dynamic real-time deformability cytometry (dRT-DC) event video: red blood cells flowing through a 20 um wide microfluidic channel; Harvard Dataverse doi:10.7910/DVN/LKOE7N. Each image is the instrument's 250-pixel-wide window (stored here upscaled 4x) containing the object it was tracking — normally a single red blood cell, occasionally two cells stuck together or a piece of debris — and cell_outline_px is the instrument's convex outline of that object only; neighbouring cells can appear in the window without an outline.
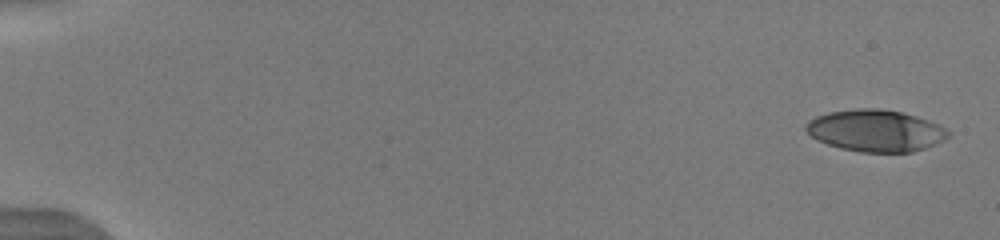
{"species": "human", "species_latin": "Homo sapiens", "temperature_condition": "warm", "stored_images_in_passage": 26, "camera_frame_rate_fps": 3000, "um_per_image_px": 0.085, "donor": {"sex": "male"}, "frame": {"image": 1, "passage_image": 1, "time_ms": 0.0, "image_size_px": [1000, 240], "cell_outline_px": [[952, 132], [944, 140], [924, 148], [912, 152], [860, 152], [840, 148], [816, 140], [804, 128], [804, 124], [808, 120], [816, 116], [828, 112], [856, 108], [880, 108], [900, 112], [916, 116], [928, 120]], "centroid_in_image_um": [74.39, 11.1], "position_along_channel_um": 10.6, "area_um2": 34.68}}
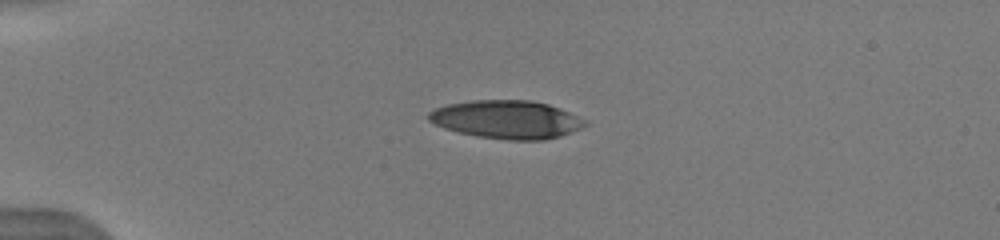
{"frame": {"image": 2, "passage_image": 7, "time_ms": 4.0, "image_size_px": [1000, 240], "cell_outline_px": [[588, 124], [580, 128], [560, 136], [544, 140], [508, 140], [476, 136], [444, 128], [428, 120], [428, 112], [436, 108], [448, 104], [472, 100], [532, 100], [548, 104], [560, 108], [588, 120]], "centroid_in_image_um": [43.09, 10.15], "position_along_channel_um": 41.9, "area_um2": 34.85}}
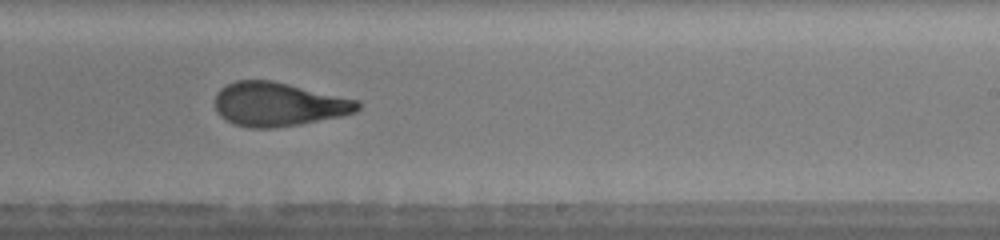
{"frame": {"image": 3, "passage_image": 18, "time_ms": 10.667, "image_size_px": [1000, 240], "cell_outline_px": [[360, 108], [356, 112], [344, 116], [300, 124], [272, 128], [252, 128], [236, 124], [224, 120], [220, 116], [216, 108], [216, 92], [220, 88], [236, 80], [272, 80], [360, 100]], "centroid_in_image_um": [23.7, 8.86], "position_along_channel_um": 265.3, "area_um2": 36.65}, "authors_computed_cell_mechanics": {"area_um2": 36.1828, "velocity_mm_per_s": 4.0054, "shape_relaxation_time_tau1_ms": 5.4761, "shape_relaxation_time_tau2_ms": 1.2836, "deformation_change_tau1": 0.2303, "deformation_change_tau2": 0.094}}